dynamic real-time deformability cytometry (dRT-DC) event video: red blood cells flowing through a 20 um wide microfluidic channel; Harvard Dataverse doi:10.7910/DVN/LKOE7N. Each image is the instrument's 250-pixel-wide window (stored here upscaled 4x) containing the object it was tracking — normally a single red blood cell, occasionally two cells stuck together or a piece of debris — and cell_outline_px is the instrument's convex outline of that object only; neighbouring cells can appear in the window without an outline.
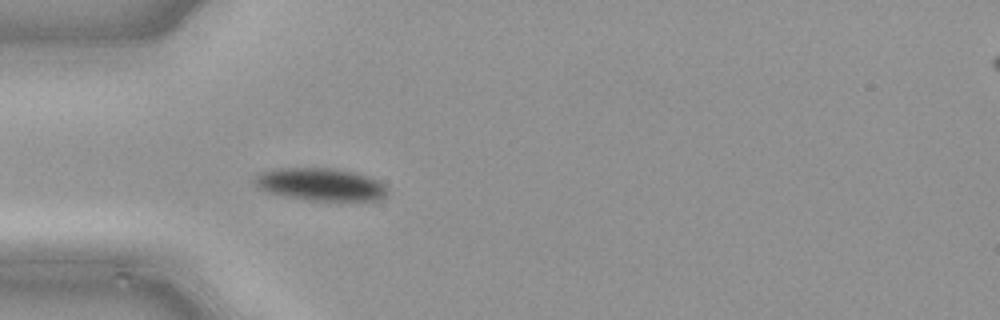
{"species": "common noctule bat (a hibernating species)", "species_latin": "Nyctalus noctula", "temperature_condition": "cold", "stored_images_in_passage": 22, "camera_frame_rate_fps": 3000, "um_per_image_px": 0.085, "animal": {"sex": "male", "body_mass_g": 21.5, "forearm_length_mm": 52.0}, "frame": {"image": 1, "passage_image": 1, "time_ms": 0.0, "image_size_px": [1000, 320], "cell_outline_px": [[388, 192], [380, 200], [308, 200], [284, 196], [268, 192], [260, 188], [252, 180], [256, 176], [264, 172], [280, 168], [332, 168], [352, 172], [376, 180]], "centroid_in_image_um": [27.2, 15.68], "position_along_channel_um": 57.8, "area_um2": 24.57}}